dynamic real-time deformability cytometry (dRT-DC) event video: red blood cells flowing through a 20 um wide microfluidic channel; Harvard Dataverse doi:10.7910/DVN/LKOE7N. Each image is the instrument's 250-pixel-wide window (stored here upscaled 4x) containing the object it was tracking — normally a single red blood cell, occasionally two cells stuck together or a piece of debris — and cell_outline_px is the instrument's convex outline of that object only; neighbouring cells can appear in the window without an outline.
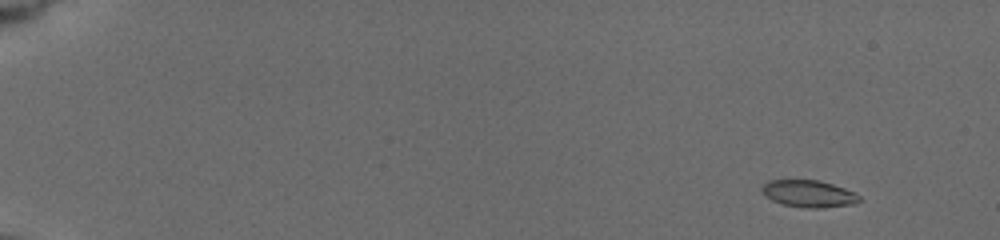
{"species": "common noctule bat (a hibernating species)", "species_latin": "Nyctalus noctula", "temperature_condition": "cold", "stored_images_in_passage": 40, "camera_frame_rate_fps": 3000, "um_per_image_px": 0.085, "animal": {"sex": "female", "body_mass_g": 19.5, "forearm_length_mm": 54.1}, "frame": {"image": 1, "passage_image": 2, "time_ms": 0.333, "image_size_px": [1000, 240], "cell_outline_px": [[860, 200], [856, 204], [816, 208], [804, 208], [784, 204], [772, 200], [760, 188], [768, 180], [820, 180], [856, 192], [860, 196]], "centroid_in_image_um": [68.78, 16.46], "position_along_channel_um": 16.2, "area_um2": 15.26}}
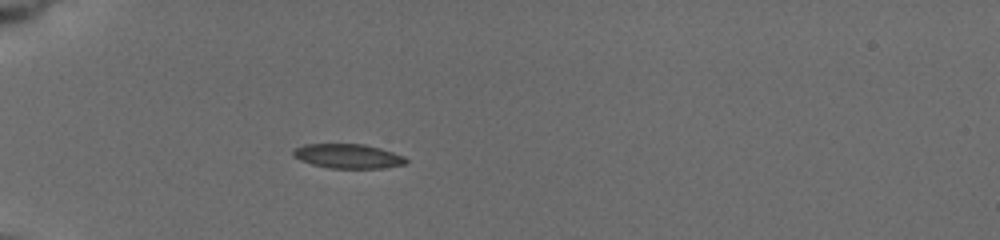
{"frame": {"image": 2, "passage_image": 31, "time_ms": 5.0, "image_size_px": [1000, 240], "cell_outline_px": [[408, 160], [404, 164], [380, 168], [328, 168], [312, 164], [300, 160], [292, 156], [292, 148], [304, 144], [364, 144], [380, 148], [404, 156]], "centroid_in_image_um": [29.52, 13.26], "position_along_channel_um": 55.5, "area_um2": 16.07}}
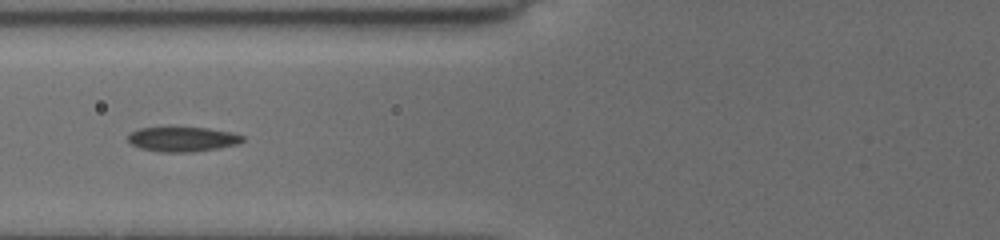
{"frame": {"image": 3, "passage_image": 39, "time_ms": 7.0, "image_size_px": [1000, 240], "cell_outline_px": [[244, 140], [236, 144], [216, 148], [192, 152], [160, 152], [140, 148], [132, 144], [128, 140], [128, 136], [132, 132], [140, 128], [168, 124], [208, 128], [232, 132], [244, 136]], "centroid_in_image_um": [15.47, 11.77], "position_along_channel_um": 110.3, "area_um2": 17.22}}